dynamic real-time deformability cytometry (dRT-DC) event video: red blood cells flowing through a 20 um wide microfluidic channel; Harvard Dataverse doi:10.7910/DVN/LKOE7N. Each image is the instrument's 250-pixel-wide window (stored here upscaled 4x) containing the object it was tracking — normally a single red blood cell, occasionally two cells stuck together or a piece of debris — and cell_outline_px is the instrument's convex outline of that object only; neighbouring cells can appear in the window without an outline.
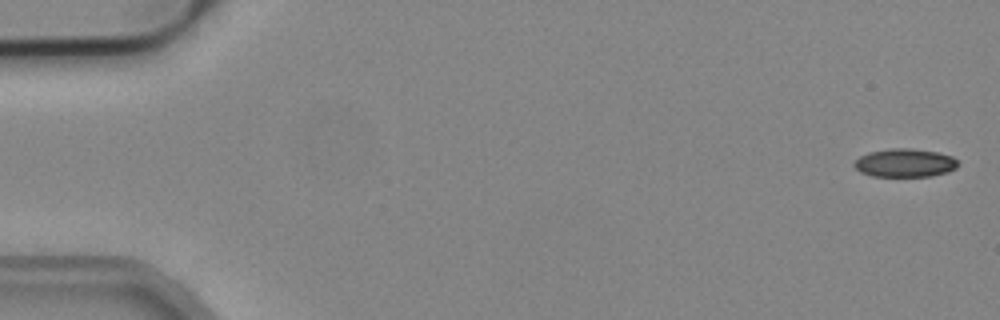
{"species": "common noctule bat (a hibernating species)", "species_latin": "Nyctalus noctula", "temperature_condition": "cold", "stored_images_in_passage": 3, "camera_frame_rate_fps": 3000, "um_per_image_px": 0.085, "animal": {"sex": "male", "body_mass_g": 19.2, "forearm_length_mm": 51.8}, "frame": {"image": 1, "passage_image": 3, "time_ms": 0.667, "image_size_px": [1000, 320], "cell_outline_px": [[960, 164], [956, 168], [948, 172], [932, 176], [872, 176], [860, 172], [852, 164], [860, 156], [868, 152], [892, 148], [912, 148], [936, 152], [952, 156]], "centroid_in_image_um": [76.92, 13.84], "position_along_channel_um": 8.1, "area_um2": 17.22}}